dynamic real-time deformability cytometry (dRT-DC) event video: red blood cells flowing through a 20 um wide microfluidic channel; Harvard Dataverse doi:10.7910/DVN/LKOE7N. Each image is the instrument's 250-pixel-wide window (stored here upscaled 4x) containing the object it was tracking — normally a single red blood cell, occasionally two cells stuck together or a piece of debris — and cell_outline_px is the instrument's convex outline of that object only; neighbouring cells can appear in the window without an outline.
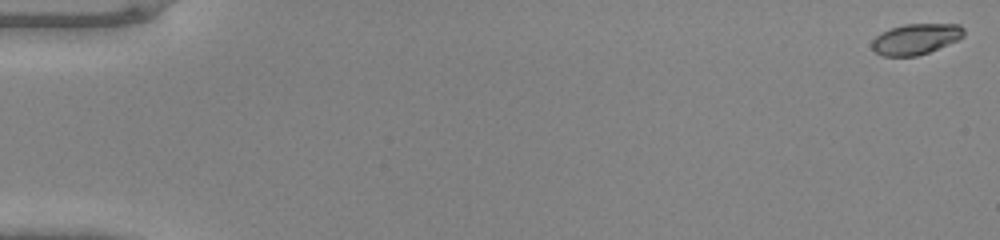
{"species": "common noctule bat (a hibernating species)", "species_latin": "Nyctalus noctula", "temperature_condition": "warm", "stored_images_in_passage": 49, "camera_frame_rate_fps": 3000, "um_per_image_px": 0.085, "animal": {"sex": "male", "body_mass_g": 20.0, "forearm_length_mm": 53.3}, "frame": {"image": 1, "passage_image": 1, "time_ms": 0.0, "image_size_px": [1000, 240], "cell_outline_px": [[964, 36], [956, 40], [928, 52], [916, 56], [884, 56], [876, 52], [872, 48], [872, 40], [876, 36], [892, 28], [904, 24], [960, 24], [964, 28]], "centroid_in_image_um": [77.85, 3.31], "position_along_channel_um": 7.2, "area_um2": 16.18}}
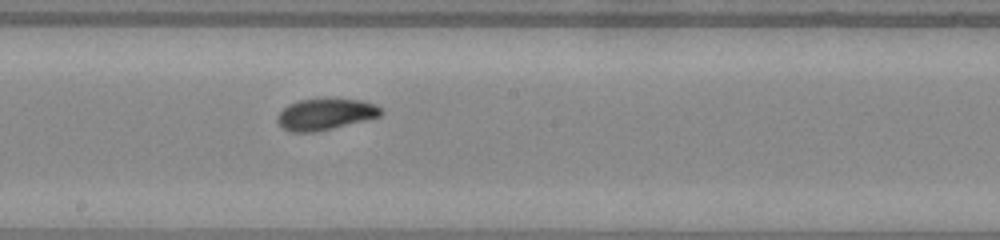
{"frame": {"image": 2, "passage_image": 28, "time_ms": 9.0, "image_size_px": [1000, 240], "cell_outline_px": [[384, 112], [380, 116], [316, 132], [288, 132], [276, 120], [276, 116], [288, 104], [300, 100], [360, 100], [376, 104]], "centroid_in_image_um": [27.63, 9.73], "position_along_channel_um": 220.6, "area_um2": 18.5}}
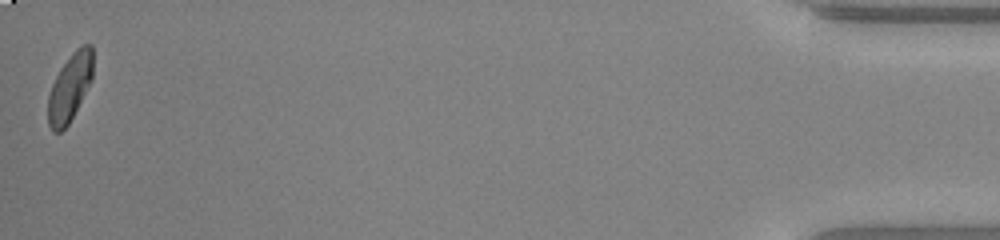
{"frame": {"image": 3, "passage_image": 49, "time_ms": 16.0, "image_size_px": [1000, 240], "cell_outline_px": [[92, 80], [68, 124], [60, 132], [52, 132], [48, 124], [48, 96], [52, 84], [60, 68], [72, 52], [80, 44], [92, 44]], "centroid_in_image_um": [5.93, 7.41], "position_along_channel_um": 429.3, "area_um2": 17.63}}